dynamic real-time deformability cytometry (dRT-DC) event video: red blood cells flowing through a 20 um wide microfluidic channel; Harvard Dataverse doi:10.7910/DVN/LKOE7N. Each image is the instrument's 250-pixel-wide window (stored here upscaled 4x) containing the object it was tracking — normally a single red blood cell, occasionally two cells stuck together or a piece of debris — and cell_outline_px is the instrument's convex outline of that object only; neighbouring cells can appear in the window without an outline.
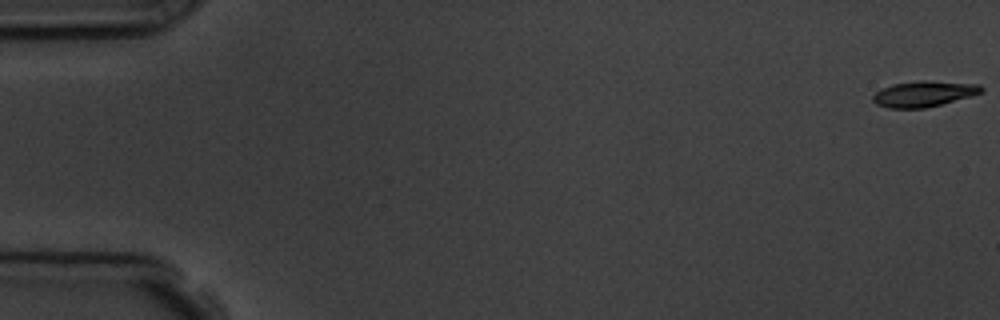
{"species": "common noctule bat (a hibernating species)", "species_latin": "Nyctalus noctula", "temperature_condition": "room temperature", "stored_images_in_passage": 5, "camera_frame_rate_fps": 3000, "um_per_image_px": 0.085, "animal": {"sex": "male", "body_mass_g": 19.5, "forearm_length_mm": 54.6}, "frame": {"image": 1, "passage_image": 1, "time_ms": 0.0, "image_size_px": [1000, 320], "cell_outline_px": [[984, 92], [940, 104], [924, 108], [888, 108], [876, 104], [872, 100], [872, 96], [876, 92], [892, 84], [920, 80], [924, 80], [980, 84], [984, 88]], "centroid_in_image_um": [78.52, 7.97], "position_along_channel_um": 6.5, "area_um2": 16.18}}
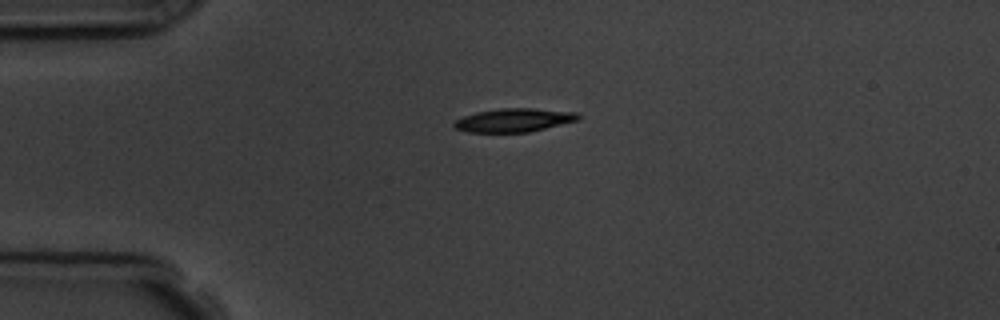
{"frame": {"image": 2, "passage_image": 4, "time_ms": 4.333, "image_size_px": [1000, 320], "cell_outline_px": [[580, 120], [528, 132], [468, 132], [456, 128], [452, 124], [456, 120], [464, 116], [476, 112], [500, 108], [536, 108], [580, 112]], "centroid_in_image_um": [43.75, 10.2], "position_along_channel_um": 41.3, "area_um2": 17.11}}